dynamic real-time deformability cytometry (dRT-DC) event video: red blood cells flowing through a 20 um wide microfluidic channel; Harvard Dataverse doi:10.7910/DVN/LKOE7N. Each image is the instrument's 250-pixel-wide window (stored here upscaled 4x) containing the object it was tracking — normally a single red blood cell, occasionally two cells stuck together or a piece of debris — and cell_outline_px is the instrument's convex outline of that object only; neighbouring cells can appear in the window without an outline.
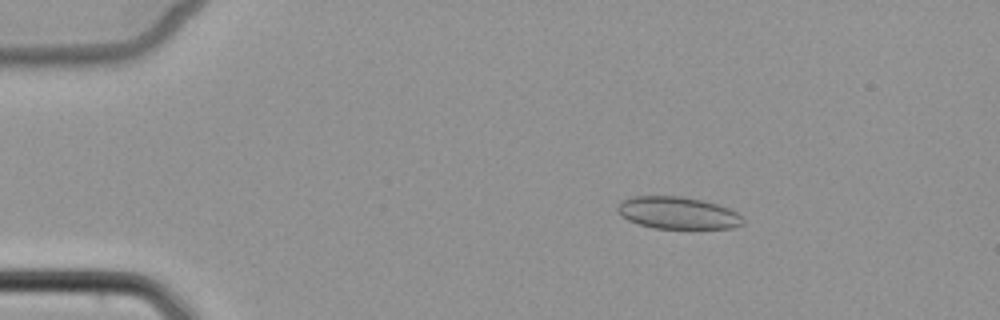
{"species": "common noctule bat (a hibernating species)", "species_latin": "Nyctalus noctula", "temperature_condition": "cold", "stored_images_in_passage": 5, "camera_frame_rate_fps": 3000, "um_per_image_px": 0.085, "animal": {"sex": "female", "body_mass_g": 22.7, "forearm_length_mm": 54.2}, "frame": {"image": 1, "passage_image": 3, "time_ms": 2.333, "image_size_px": [1000, 320], "cell_outline_px": [[744, 224], [732, 228], [652, 228], [636, 224], [620, 216], [616, 212], [616, 208], [620, 200], [636, 196], [680, 196], [704, 200], [728, 208], [736, 212], [744, 220]], "centroid_in_image_um": [57.55, 18.1], "position_along_channel_um": 27.5, "area_um2": 23.7}}